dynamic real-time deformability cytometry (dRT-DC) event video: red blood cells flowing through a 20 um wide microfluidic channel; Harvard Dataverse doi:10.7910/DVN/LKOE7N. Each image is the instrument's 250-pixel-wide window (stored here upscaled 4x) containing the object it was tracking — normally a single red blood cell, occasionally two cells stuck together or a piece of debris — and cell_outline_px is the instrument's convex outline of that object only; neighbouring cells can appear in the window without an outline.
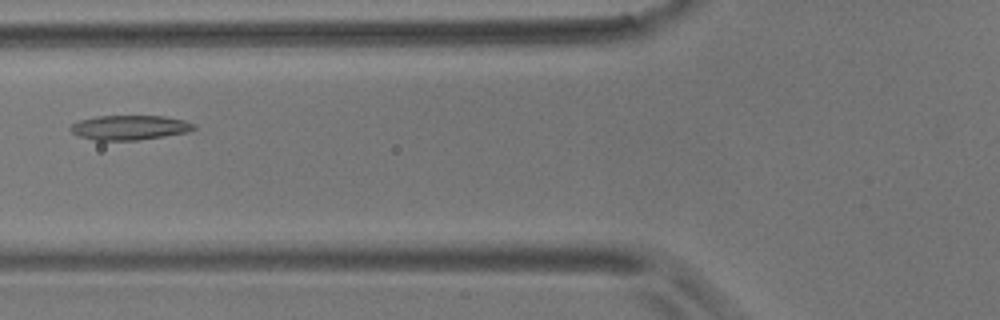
{"species": "common noctule bat (a hibernating species)", "species_latin": "Nyctalus noctula", "temperature_condition": "room temperature", "stored_images_in_passage": 4, "camera_frame_rate_fps": 3000, "um_per_image_px": 0.085, "animal": {"sex": "male", "body_mass_g": 17.9}, "frame": {"image": 1, "passage_image": 2, "time_ms": 1.333, "image_size_px": [1000, 320], "cell_outline_px": [[196, 128], [188, 132], [164, 136], [136, 140], [96, 140], [80, 136], [72, 132], [68, 128], [72, 124], [80, 120], [96, 116], [164, 116], [184, 120], [196, 124]], "centroid_in_image_um": [11.04, 10.83], "position_along_channel_um": 114.8, "area_um2": 17.63}}
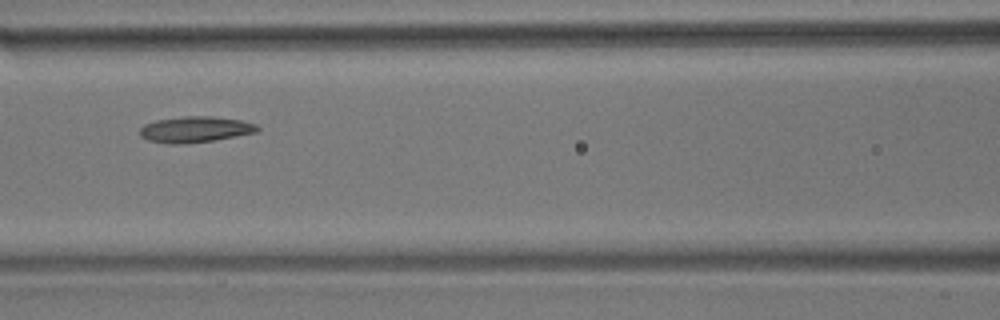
{"frame": {"image": 2, "passage_image": 3, "time_ms": 2.333, "image_size_px": [1000, 320], "cell_outline_px": [[260, 128], [256, 132], [236, 136], [212, 140], [184, 144], [168, 144], [148, 140], [140, 136], [140, 128], [144, 124], [156, 120], [184, 116], [212, 116], [240, 120], [256, 124]], "centroid_in_image_um": [16.56, 11.0], "position_along_channel_um": 150.0, "area_um2": 17.74}}
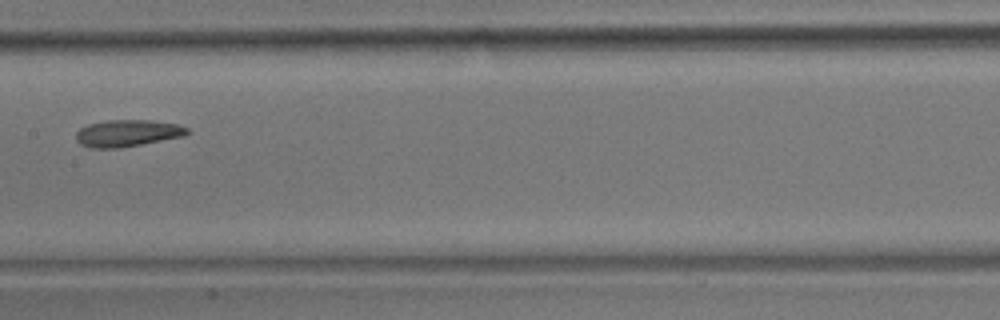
{"frame": {"image": 3, "passage_image": 4, "time_ms": 3.667, "image_size_px": [1000, 320], "cell_outline_px": [[188, 132], [184, 136], [120, 148], [88, 148], [80, 144], [76, 140], [76, 132], [80, 128], [88, 124], [108, 120], [148, 120], [176, 124], [188, 128]], "centroid_in_image_um": [10.78, 11.33], "position_along_channel_um": 196.6, "area_um2": 17.34}}